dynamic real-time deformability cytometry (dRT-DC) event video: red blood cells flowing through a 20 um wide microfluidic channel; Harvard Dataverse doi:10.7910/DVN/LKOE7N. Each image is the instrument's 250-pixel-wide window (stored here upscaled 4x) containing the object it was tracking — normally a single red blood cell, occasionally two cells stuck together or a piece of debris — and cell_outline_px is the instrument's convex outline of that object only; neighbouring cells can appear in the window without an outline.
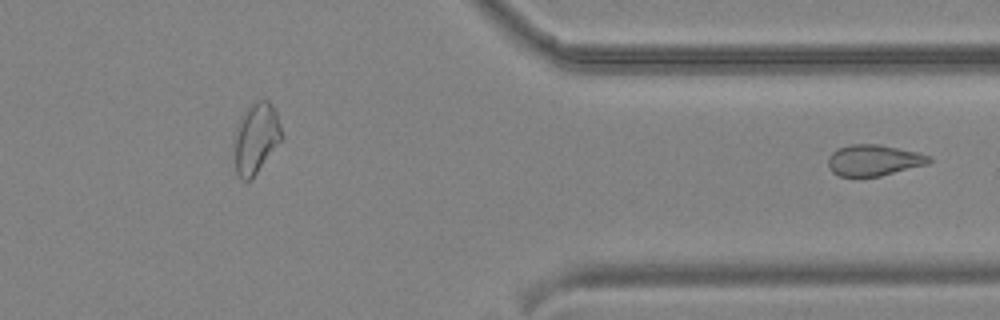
{"species": "common noctule bat (a hibernating species)", "species_latin": "Nyctalus noctula", "temperature_condition": "cold", "stored_images_in_passage": 36, "segment_of_instrument_passage": [2, 2], "camera_frame_rate_fps": 3000, "um_per_image_px": 0.085, "animal": {"sex": "male", "body_mass_g": 19.2, "forearm_length_mm": 51.8}, "frame": {"image": 1, "passage_image": 36, "time_ms": 11.667, "image_size_px": [1000, 320], "cell_outline_px": [[932, 160], [928, 164], [880, 176], [840, 176], [832, 172], [828, 168], [828, 156], [836, 148], [852, 144], [880, 144], [916, 152], [932, 156]], "centroid_in_image_um": [74.25, 13.61], "position_along_channel_um": 337.1, "area_um2": 18.38}}